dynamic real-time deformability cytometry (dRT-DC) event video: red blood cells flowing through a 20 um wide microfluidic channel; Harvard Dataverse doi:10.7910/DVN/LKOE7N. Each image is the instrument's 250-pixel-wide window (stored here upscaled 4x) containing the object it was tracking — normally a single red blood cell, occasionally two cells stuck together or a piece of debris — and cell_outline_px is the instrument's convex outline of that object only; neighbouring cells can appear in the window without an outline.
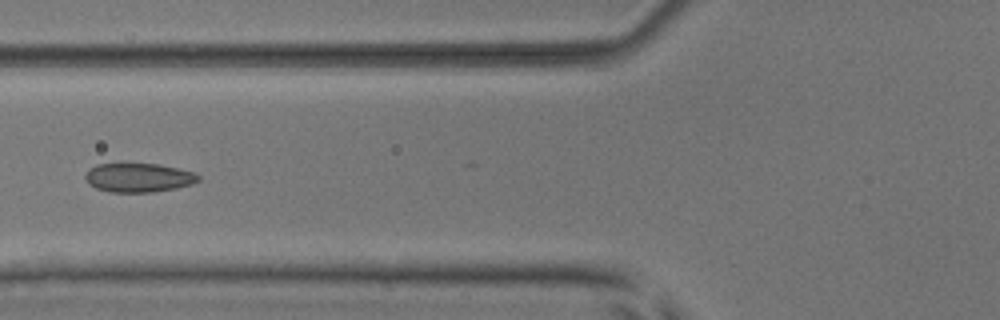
{"species": "common noctule bat (a hibernating species)", "species_latin": "Nyctalus noctula", "temperature_condition": "room temperature", "stored_images_in_passage": 5, "camera_frame_rate_fps": 3000, "um_per_image_px": 0.085, "animal": {"sex": "male", "body_mass_g": 17.9, "forearm_length_mm": 54.2}, "frame": {"image": 1, "passage_image": 5, "time_ms": 4.667, "image_size_px": [1000, 320], "cell_outline_px": [[200, 180], [192, 184], [176, 188], [152, 192], [108, 192], [96, 188], [88, 184], [84, 176], [88, 168], [96, 164], [160, 164], [196, 172], [200, 176]], "centroid_in_image_um": [11.78, 15.1], "position_along_channel_um": 114.0, "area_um2": 19.31}}